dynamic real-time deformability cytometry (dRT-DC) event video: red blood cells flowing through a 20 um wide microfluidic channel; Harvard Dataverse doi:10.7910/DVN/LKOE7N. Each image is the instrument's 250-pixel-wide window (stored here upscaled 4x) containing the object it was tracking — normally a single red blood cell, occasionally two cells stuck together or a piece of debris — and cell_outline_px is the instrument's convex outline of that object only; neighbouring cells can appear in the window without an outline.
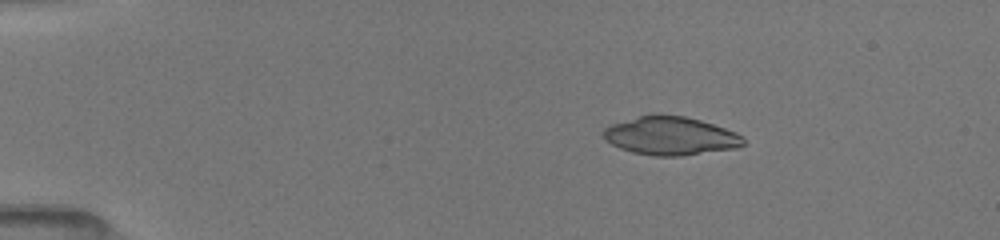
{"species": "common noctule bat (a hibernating species)", "species_latin": "Nyctalus noctula", "temperature_condition": "room temperature", "stored_images_in_passage": 17, "camera_frame_rate_fps": 3000, "um_per_image_px": 0.085, "animal": {"sex": "female", "body_mass_g": 19.5, "forearm_length_mm": 54.1}, "frame": {"image": 1, "passage_image": 5, "time_ms": 2.333, "image_size_px": [1000, 240], "cell_outline_px": [[744, 144], [736, 148], [680, 156], [652, 156], [632, 152], [620, 148], [612, 144], [600, 132], [604, 128], [612, 124], [640, 116], [656, 112], [660, 112], [684, 116], [700, 120], [736, 132], [744, 136]], "centroid_in_image_um": [56.99, 11.53], "position_along_channel_um": 28.0, "area_um2": 31.5}}